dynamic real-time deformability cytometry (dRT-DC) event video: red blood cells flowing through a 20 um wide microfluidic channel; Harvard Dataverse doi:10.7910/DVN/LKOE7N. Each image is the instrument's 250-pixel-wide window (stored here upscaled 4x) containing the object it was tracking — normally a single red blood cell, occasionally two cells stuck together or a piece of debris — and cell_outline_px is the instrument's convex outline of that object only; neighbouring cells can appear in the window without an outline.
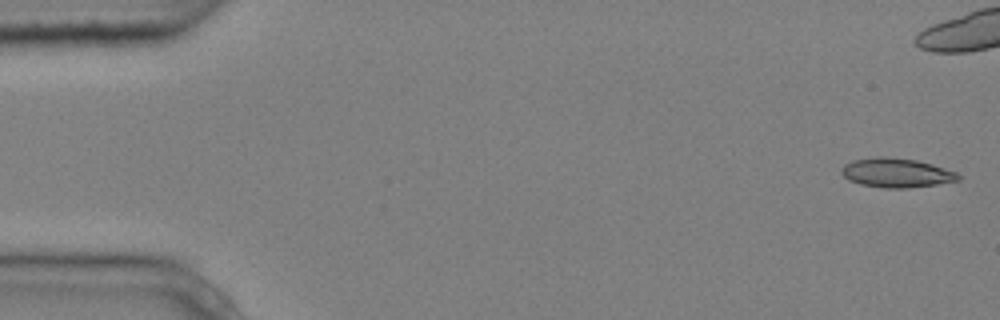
{"species": "common noctule bat (a hibernating species)", "species_latin": "Nyctalus noctula", "temperature_condition": "cold", "stored_images_in_passage": 2, "camera_frame_rate_fps": 3000, "um_per_image_px": 0.085, "animal": {"sex": "male", "body_mass_g": 20.4}, "frame": {"image": 1, "passage_image": 1, "time_ms": 0.0, "image_size_px": [1000, 320], "cell_outline_px": [[960, 180], [936, 184], [908, 188], [884, 188], [860, 184], [848, 180], [840, 172], [840, 168], [844, 164], [852, 160], [876, 156], [888, 156], [916, 160], [932, 164], [956, 172], [960, 176]], "centroid_in_image_um": [76.15, 14.68], "position_along_channel_um": 8.9, "area_um2": 20.06}}